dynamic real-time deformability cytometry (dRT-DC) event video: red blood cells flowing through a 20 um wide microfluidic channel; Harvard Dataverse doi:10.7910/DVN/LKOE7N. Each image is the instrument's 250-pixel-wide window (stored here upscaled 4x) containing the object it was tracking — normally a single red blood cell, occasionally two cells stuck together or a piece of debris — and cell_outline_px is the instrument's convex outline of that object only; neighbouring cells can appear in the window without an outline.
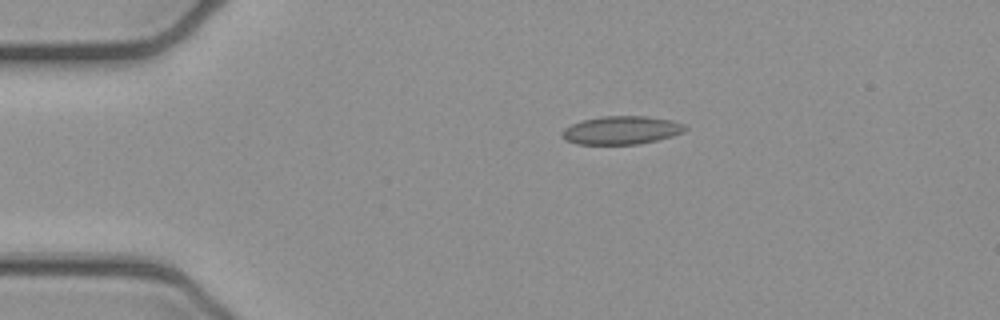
{"species": "common noctule bat (a hibernating species)", "species_latin": "Nyctalus noctula", "temperature_condition": "cold", "stored_images_in_passage": 5, "camera_frame_rate_fps": 3000, "um_per_image_px": 0.085, "animal": {"sex": "female", "body_mass_g": 21.9}, "frame": {"image": 1, "passage_image": 2, "time_ms": 0.333, "image_size_px": [1000, 320], "cell_outline_px": [[688, 128], [684, 132], [672, 136], [640, 144], [576, 144], [564, 140], [560, 136], [560, 132], [564, 128], [572, 124], [584, 120], [600, 116], [648, 116], [672, 120], [684, 124]], "centroid_in_image_um": [52.8, 11.07], "position_along_channel_um": 32.2, "area_um2": 20.46}}
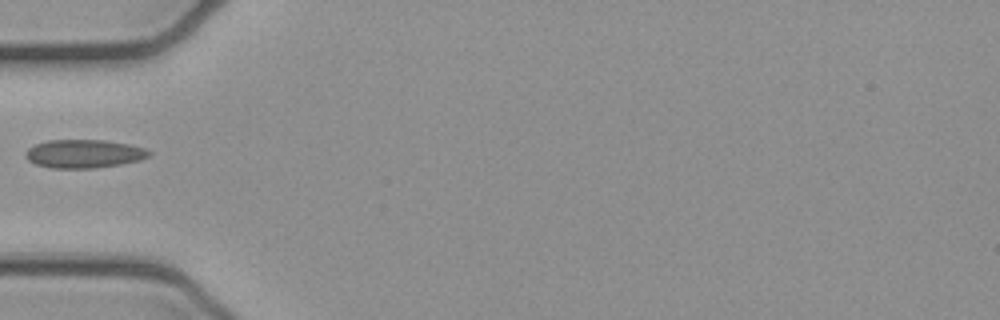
{"frame": {"image": 2, "passage_image": 4, "time_ms": 1.0, "image_size_px": [1000, 320], "cell_outline_px": [[152, 152], [148, 156], [140, 160], [120, 164], [96, 168], [52, 168], [36, 164], [28, 160], [24, 156], [24, 152], [28, 148], [36, 144], [48, 140], [104, 140], [128, 144], [144, 148]], "centroid_in_image_um": [7.11, 13.07], "position_along_channel_um": 77.9, "area_um2": 20.4}}
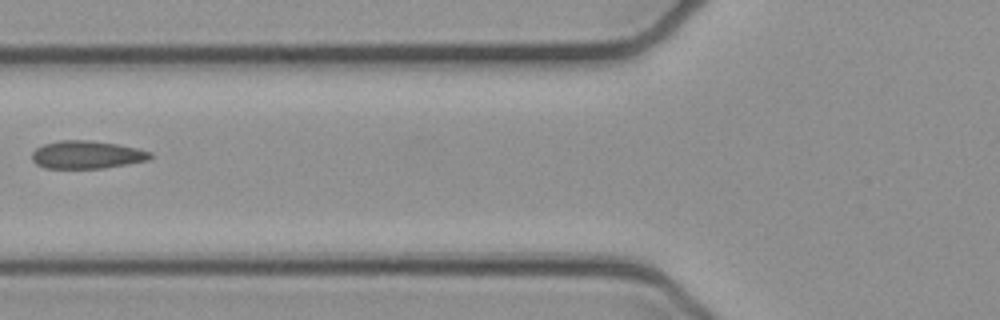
{"frame": {"image": 3, "passage_image": 5, "time_ms": 1.333, "image_size_px": [1000, 320], "cell_outline_px": [[156, 156], [148, 160], [128, 164], [104, 168], [44, 168], [36, 164], [32, 160], [32, 152], [36, 148], [44, 144], [60, 140], [88, 140], [116, 144], [136, 148], [152, 152]], "centroid_in_image_um": [7.4, 13.15], "position_along_channel_um": 118.4, "area_um2": 19.31}}